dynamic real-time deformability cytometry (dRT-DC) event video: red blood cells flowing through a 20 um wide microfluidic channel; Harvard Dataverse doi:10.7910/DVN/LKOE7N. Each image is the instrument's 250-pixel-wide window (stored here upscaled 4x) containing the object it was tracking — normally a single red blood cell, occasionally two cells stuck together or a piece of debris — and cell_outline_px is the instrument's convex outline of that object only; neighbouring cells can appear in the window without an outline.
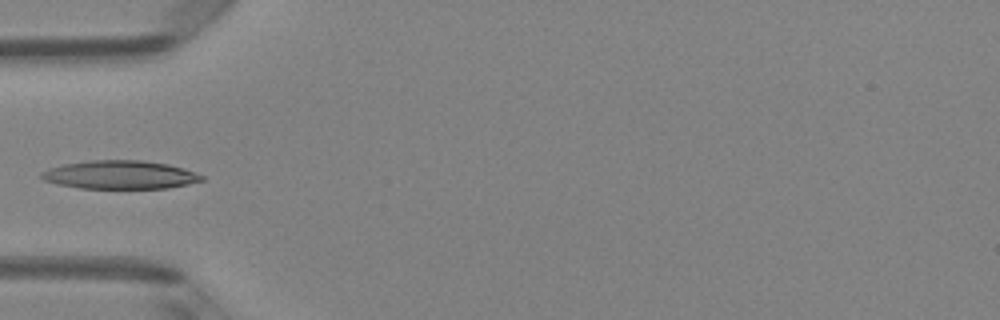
{"species": "Egyptian fruit bat (a non-hibernating species)", "species_latin": "Rousettus aegyptiacus", "temperature_condition": "room temperature", "stored_images_in_passage": 3, "camera_frame_rate_fps": 3000, "um_per_image_px": 0.085, "animal": {"sex": "female"}, "frame": {"image": 1, "passage_image": 3, "time_ms": 0.667, "image_size_px": [1000, 320], "cell_outline_px": [[204, 180], [188, 184], [168, 188], [80, 188], [56, 184], [44, 180], [40, 176], [40, 172], [48, 168], [60, 164], [92, 160], [140, 160], [168, 164], [184, 168], [204, 176]], "centroid_in_image_um": [10.17, 14.85], "position_along_channel_um": 74.8, "area_um2": 26.65}}